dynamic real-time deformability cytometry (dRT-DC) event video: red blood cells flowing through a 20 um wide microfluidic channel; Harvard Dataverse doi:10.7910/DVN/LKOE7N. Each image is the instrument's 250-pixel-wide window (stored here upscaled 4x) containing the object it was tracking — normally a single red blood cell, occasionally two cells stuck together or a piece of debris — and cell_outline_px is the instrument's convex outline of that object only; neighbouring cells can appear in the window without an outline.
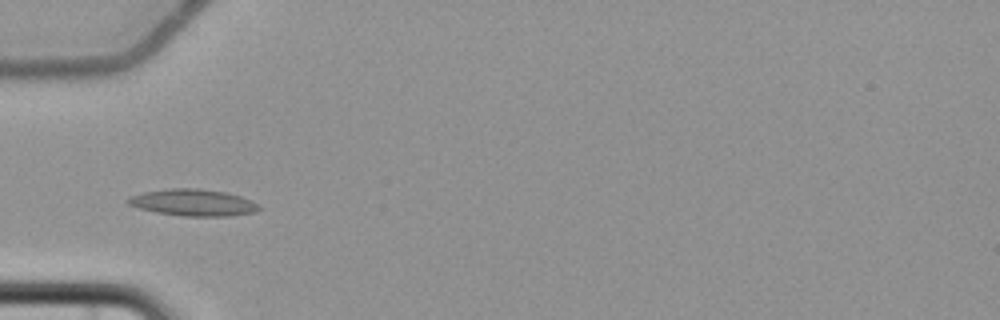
{"species": "common noctule bat (a hibernating species)", "species_latin": "Nyctalus noctula", "temperature_condition": "cold", "stored_images_in_passage": 5, "camera_frame_rate_fps": 3000, "um_per_image_px": 0.085, "animal": {"sex": "female", "body_mass_g": 22.7, "forearm_length_mm": 54.2}, "frame": {"image": 1, "passage_image": 5, "time_ms": 4.667, "image_size_px": [1000, 320], "cell_outline_px": [[260, 208], [256, 212], [228, 216], [184, 216], [156, 212], [140, 208], [128, 204], [128, 196], [144, 192], [168, 188], [200, 188], [224, 192], [240, 196], [252, 200], [260, 204]], "centroid_in_image_um": [16.44, 17.21], "position_along_channel_um": 68.6, "area_um2": 20.4}}